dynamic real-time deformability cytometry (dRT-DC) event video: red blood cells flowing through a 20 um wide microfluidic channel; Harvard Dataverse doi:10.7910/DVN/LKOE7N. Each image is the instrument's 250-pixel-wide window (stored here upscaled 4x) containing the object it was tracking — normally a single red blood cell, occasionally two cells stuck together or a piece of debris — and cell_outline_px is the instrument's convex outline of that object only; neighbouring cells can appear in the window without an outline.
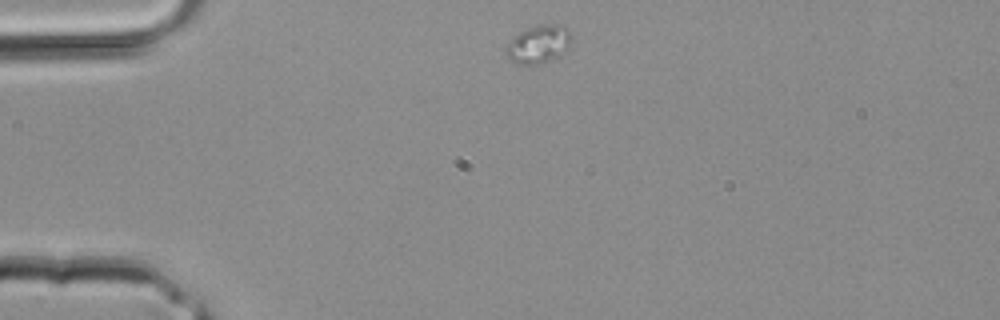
{"species": "common noctule bat (a hibernating species)", "species_latin": "Nyctalus noctula", "temperature_condition": "room temperature", "stored_images_in_passage": 1, "camera_frame_rate_fps": 3000, "um_per_image_px": 0.085, "animal": {"sex": "male", "body_mass_g": 20.4}, "frame": {"image": 1, "passage_image": 1, "time_ms": 0.0, "image_size_px": [1000, 320], "cell_outline_px": [[572, 40], [568, 48], [556, 56], [548, 60], [536, 64], [516, 64], [504, 52], [504, 48], [520, 32], [528, 28], [540, 24], [564, 24], [568, 28], [572, 36]], "centroid_in_image_um": [45.81, 3.72], "position_along_channel_um": 39.2, "area_um2": 14.33}}